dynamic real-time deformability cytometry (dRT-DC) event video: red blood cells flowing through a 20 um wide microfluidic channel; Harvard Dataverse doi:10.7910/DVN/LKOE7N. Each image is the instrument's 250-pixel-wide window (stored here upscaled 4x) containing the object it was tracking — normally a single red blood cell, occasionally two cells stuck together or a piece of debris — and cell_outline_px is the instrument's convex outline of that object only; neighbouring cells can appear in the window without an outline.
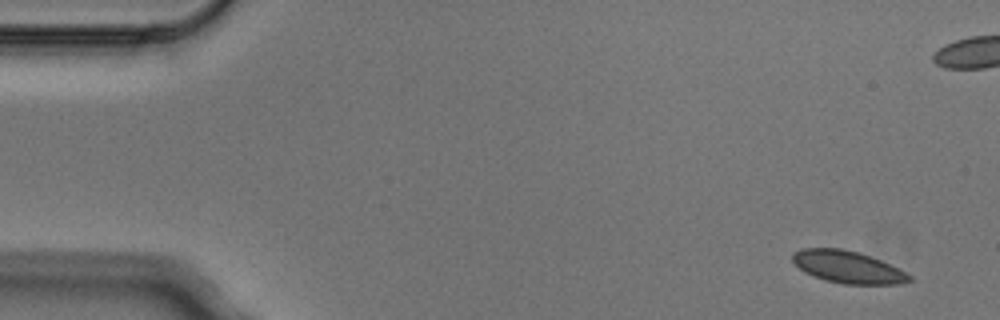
{"species": "Egyptian fruit bat (a non-hibernating species)", "species_latin": "Rousettus aegyptiacus", "temperature_condition": "cold", "stored_images_in_passage": 7, "camera_frame_rate_fps": 3000, "um_per_image_px": 0.085, "animal": {"sex": "male"}, "frame": {"image": 1, "passage_image": 1, "time_ms": 0.0, "image_size_px": [1000, 320], "cell_outline_px": [[916, 280], [900, 284], [844, 284], [812, 276], [804, 272], [792, 260], [792, 252], [800, 248], [840, 248], [860, 252], [880, 260], [912, 276]], "centroid_in_image_um": [72.05, 22.69], "position_along_channel_um": 12.9, "area_um2": 21.91}}
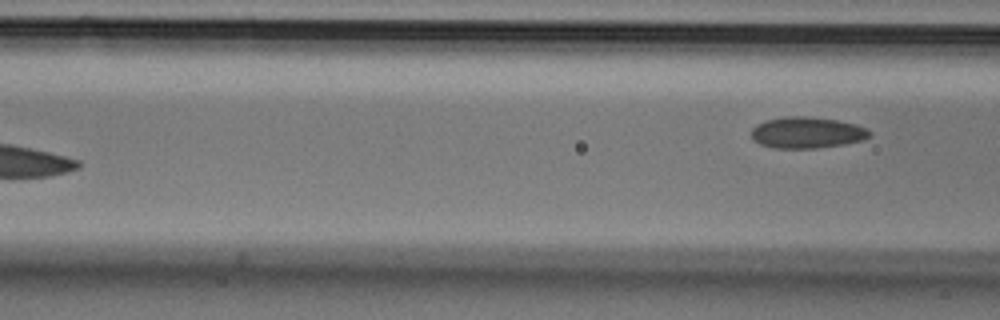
{"frame": {"image": 2, "passage_image": 7, "time_ms": 2.0, "image_size_px": [1000, 320], "cell_outline_px": [[872, 132], [864, 140], [844, 144], [816, 148], [776, 148], [760, 144], [752, 140], [752, 128], [756, 124], [768, 120], [784, 116], [804, 116], [836, 120], [856, 124], [868, 128]], "centroid_in_image_um": [68.6, 11.27], "position_along_channel_um": 98.0, "area_um2": 21.56}}